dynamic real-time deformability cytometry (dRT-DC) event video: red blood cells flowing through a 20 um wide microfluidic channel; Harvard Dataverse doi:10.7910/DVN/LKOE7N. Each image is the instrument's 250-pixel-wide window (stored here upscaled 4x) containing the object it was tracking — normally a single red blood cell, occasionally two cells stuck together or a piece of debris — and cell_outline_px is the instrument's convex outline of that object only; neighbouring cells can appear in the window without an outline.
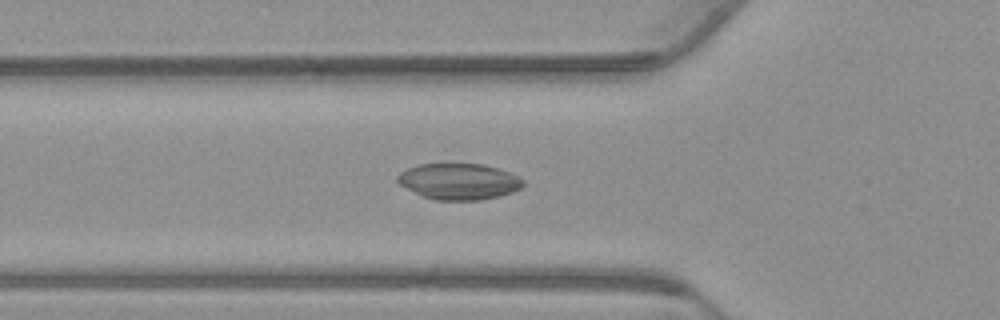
{"species": "common noctule bat (a hibernating species)", "species_latin": "Nyctalus noctula", "temperature_condition": "warm", "stored_images_in_passage": 51, "camera_frame_rate_fps": 3000, "um_per_image_px": 0.085, "animal": {"sex": "male", "body_mass_g": 23.1, "forearm_length_mm": 52.7}, "frame": {"image": 1, "passage_image": 15, "time_ms": 4.667, "image_size_px": [1000, 320], "cell_outline_px": [[524, 184], [520, 188], [512, 192], [500, 196], [480, 200], [436, 200], [424, 196], [400, 184], [396, 180], [396, 176], [400, 172], [408, 168], [420, 164], [480, 164], [496, 168], [520, 176], [524, 180]], "centroid_in_image_um": [39.03, 15.42], "position_along_channel_um": 86.8, "area_um2": 26.24}}
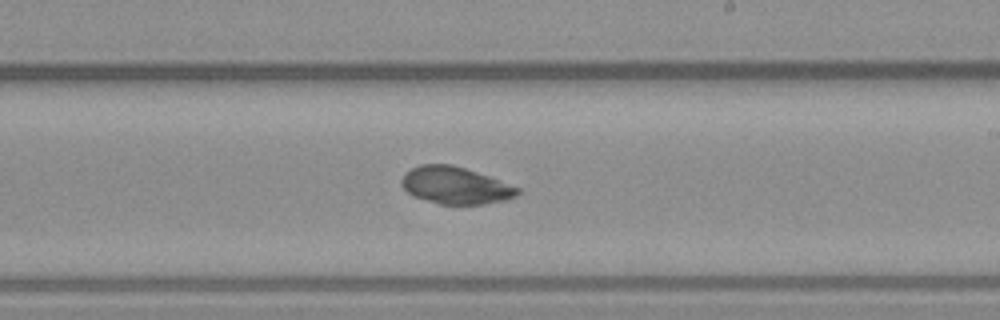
{"frame": {"image": 2, "passage_image": 28, "time_ms": 9.0, "image_size_px": [1000, 320], "cell_outline_px": [[520, 192], [516, 196], [508, 200], [484, 204], [440, 204], [412, 196], [400, 184], [400, 180], [404, 172], [420, 164], [452, 164], [488, 176], [520, 188]], "centroid_in_image_um": [38.68, 15.76], "position_along_channel_um": 250.3, "area_um2": 25.14}}
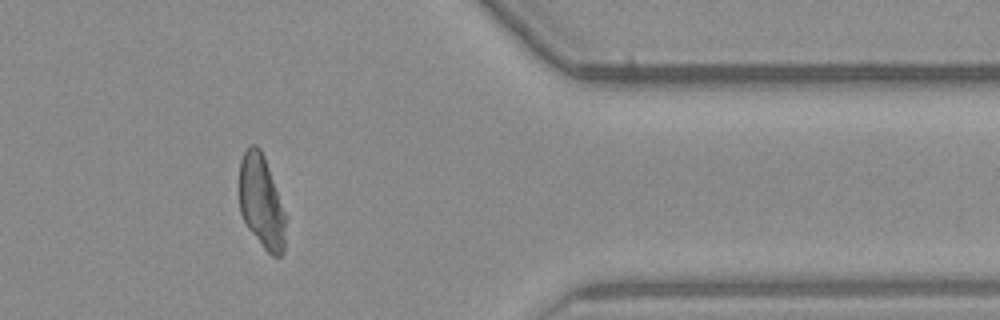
{"frame": {"image": 3, "passage_image": 41, "time_ms": 13.333, "image_size_px": [1000, 320], "cell_outline_px": [[288, 216], [284, 252], [280, 256], [272, 256], [264, 248], [248, 228], [240, 212], [240, 160], [244, 152], [252, 144], [256, 144], [260, 148], [264, 156]], "centroid_in_image_um": [22.27, 17.19], "position_along_channel_um": 389.1, "area_um2": 25.61}}